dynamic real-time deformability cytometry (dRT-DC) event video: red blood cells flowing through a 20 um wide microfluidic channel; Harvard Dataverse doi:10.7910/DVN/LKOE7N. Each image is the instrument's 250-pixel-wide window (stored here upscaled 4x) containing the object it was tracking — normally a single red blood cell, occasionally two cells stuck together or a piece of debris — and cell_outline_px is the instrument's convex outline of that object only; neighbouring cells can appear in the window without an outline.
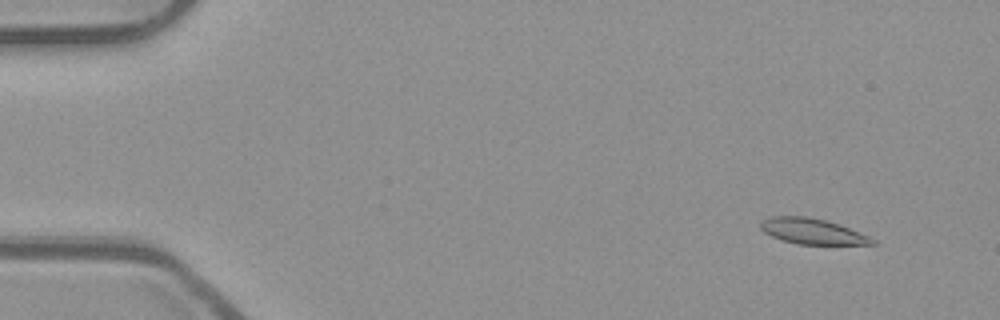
{"species": "common noctule bat (a hibernating species)", "species_latin": "Nyctalus noctula", "temperature_condition": "room temperature", "stored_images_in_passage": 55, "segment_of_instrument_passage": [1, 2], "camera_frame_rate_fps": 3000, "um_per_image_px": 0.085, "animal": {"sex": "male", "body_mass_g": 23.1, "forearm_length_mm": 52.7}, "frame": {"image": 1, "passage_image": 5, "time_ms": 1.333, "image_size_px": [1000, 320], "cell_outline_px": [[880, 244], [796, 244], [780, 240], [764, 232], [760, 228], [760, 220], [772, 216], [804, 216], [824, 220], [840, 224], [868, 236], [876, 240]], "centroid_in_image_um": [69.02, 19.66], "position_along_channel_um": 16.0, "area_um2": 16.7}}
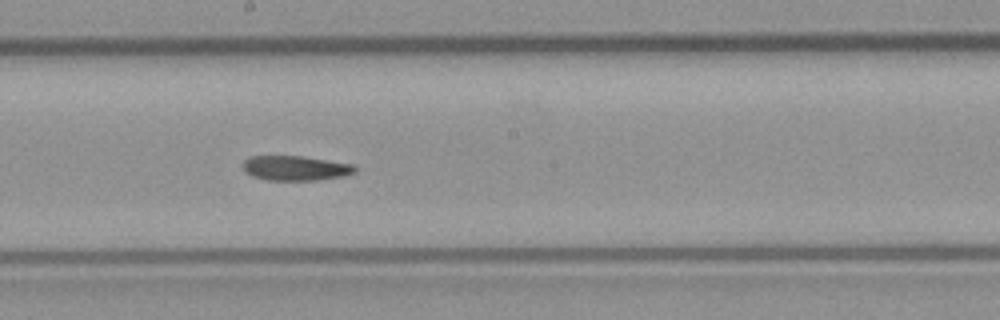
{"frame": {"image": 2, "passage_image": 30, "time_ms": 9.667, "image_size_px": [1000, 320], "cell_outline_px": [[356, 172], [344, 176], [320, 180], [268, 180], [252, 176], [244, 172], [240, 164], [248, 156], [300, 156], [352, 164], [356, 168]], "centroid_in_image_um": [25.06, 14.29], "position_along_channel_um": 223.1, "area_um2": 16.3}}
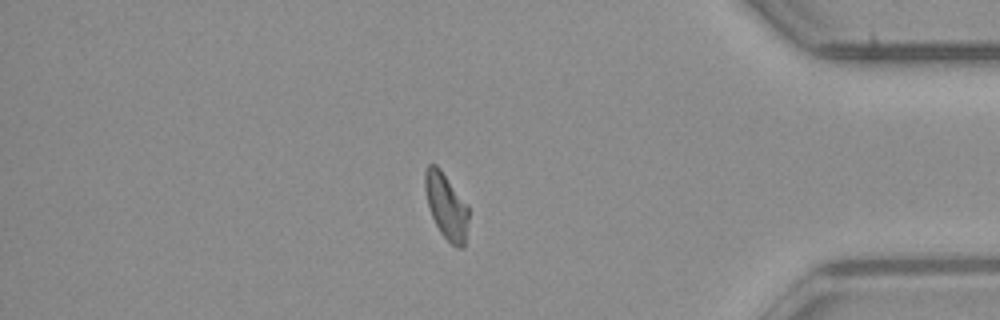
{"frame": {"image": 3, "passage_image": 46, "time_ms": 15.0, "image_size_px": [1000, 320], "cell_outline_px": [[468, 220], [464, 248], [456, 248], [440, 232], [432, 216], [428, 204], [424, 188], [424, 172], [428, 164], [436, 164], [440, 168], [468, 204]], "centroid_in_image_um": [37.93, 17.49], "position_along_channel_um": 397.3, "area_um2": 16.76}}